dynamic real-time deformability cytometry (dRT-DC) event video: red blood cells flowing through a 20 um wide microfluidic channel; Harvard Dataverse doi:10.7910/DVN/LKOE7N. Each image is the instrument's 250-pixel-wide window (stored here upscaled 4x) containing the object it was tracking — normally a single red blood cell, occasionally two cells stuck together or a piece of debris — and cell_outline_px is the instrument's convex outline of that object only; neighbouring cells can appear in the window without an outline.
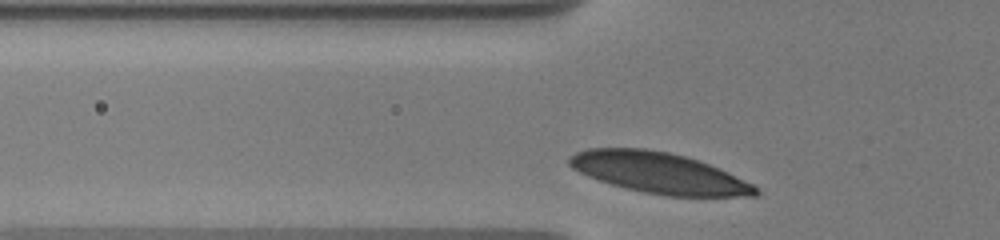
{"species": "human", "species_latin": "Homo sapiens", "temperature_condition": "warm", "stored_images_in_passage": 49, "camera_frame_rate_fps": 3000, "um_per_image_px": 0.085, "donor": {"sex": "male"}, "frame": {"image": 1, "passage_image": 3, "time_ms": 0.333, "image_size_px": [1000, 240], "cell_outline_px": [[760, 192], [756, 196], [668, 196], [644, 192], [612, 184], [588, 176], [572, 168], [568, 164], [568, 156], [576, 152], [588, 148], [644, 148], [668, 152], [684, 156], [708, 164], [728, 172], [760, 188]], "centroid_in_image_um": [56.01, 14.69], "position_along_channel_um": 69.8, "area_um2": 43.99}}
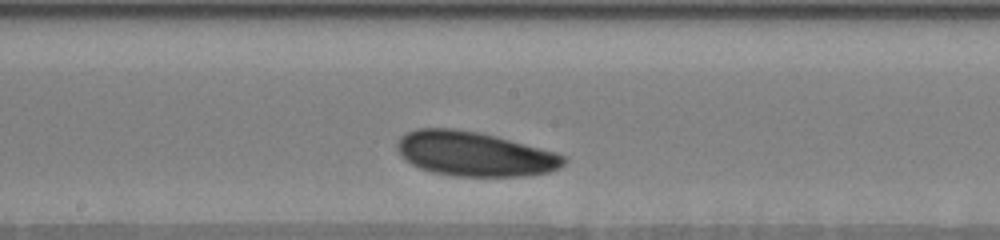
{"frame": {"image": 2, "passage_image": 25, "time_ms": 4.333, "image_size_px": [1000, 240], "cell_outline_px": [[568, 160], [560, 168], [552, 172], [524, 176], [456, 176], [432, 172], [420, 168], [404, 160], [396, 148], [396, 144], [400, 136], [416, 128], [452, 128], [476, 132], [496, 136], [556, 152], [564, 156]], "centroid_in_image_um": [40.33, 13.09], "position_along_channel_um": 207.9, "area_um2": 43.35}}
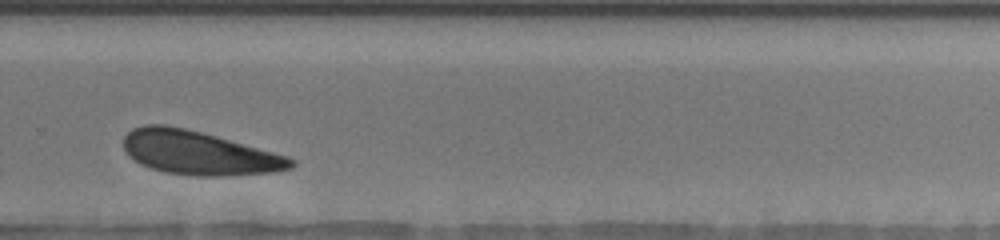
{"frame": {"image": 3, "passage_image": 42, "time_ms": 7.333, "image_size_px": [1000, 240], "cell_outline_px": [[296, 164], [292, 168], [276, 172], [220, 176], [196, 176], [164, 172], [148, 168], [140, 164], [128, 156], [124, 148], [124, 136], [132, 128], [144, 124], [164, 124], [188, 128], [288, 156], [296, 160]], "centroid_in_image_um": [16.88, 12.99], "position_along_channel_um": 312.9, "area_um2": 43.06}, "authors_computed_cell_mechanics": {"area_um2": 43.0032, "velocity_mm_per_s": 3.5071, "shape_relaxation_time_tau1_ms": 1.6566, "shape_relaxation_time_tau2_ms": null, "deformation_change_tau1": 0.0569, "deformation_change_tau2": null}}